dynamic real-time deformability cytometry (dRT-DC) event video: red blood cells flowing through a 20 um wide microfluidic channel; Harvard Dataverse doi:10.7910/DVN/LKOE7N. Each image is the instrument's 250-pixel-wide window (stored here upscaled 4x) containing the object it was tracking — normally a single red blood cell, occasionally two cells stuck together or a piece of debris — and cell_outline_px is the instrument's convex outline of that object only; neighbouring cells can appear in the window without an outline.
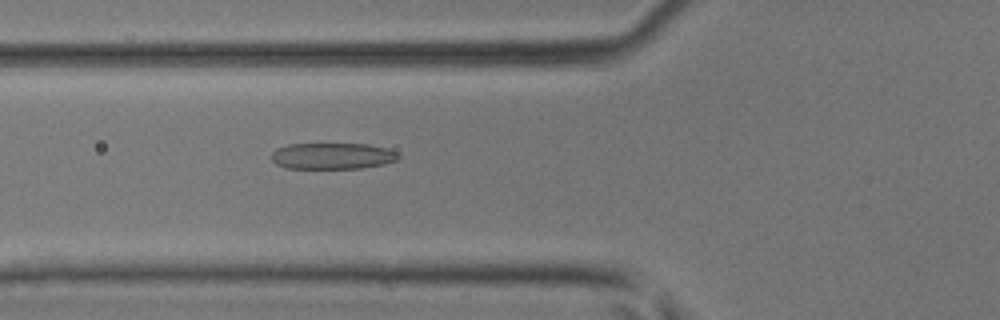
{"species": "common noctule bat (a hibernating species)", "species_latin": "Nyctalus noctula", "temperature_condition": "room temperature", "stored_images_in_passage": 49, "camera_frame_rate_fps": 3000, "um_per_image_px": 0.085, "animal": {"sex": "male", "body_mass_g": 17.9, "forearm_length_mm": 54.2}, "frame": {"image": 1, "passage_image": 19, "time_ms": 6.0, "image_size_px": [1000, 320], "cell_outline_px": [[400, 156], [396, 160], [384, 164], [364, 168], [284, 168], [276, 164], [272, 160], [272, 152], [276, 148], [288, 144], [368, 144], [388, 148], [396, 152]], "centroid_in_image_um": [28.25, 13.26], "position_along_channel_um": 97.5, "area_um2": 19.54}}
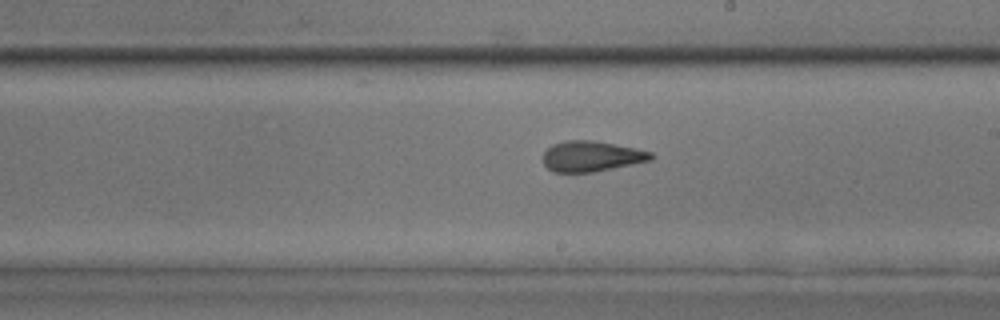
{"frame": {"image": 2, "passage_image": 29, "time_ms": 9.333, "image_size_px": [1000, 320], "cell_outline_px": [[656, 156], [652, 160], [592, 172], [552, 172], [544, 164], [544, 152], [552, 144], [564, 140], [592, 140], [652, 152]], "centroid_in_image_um": [50.26, 13.28], "position_along_channel_um": 238.7, "area_um2": 19.02}}
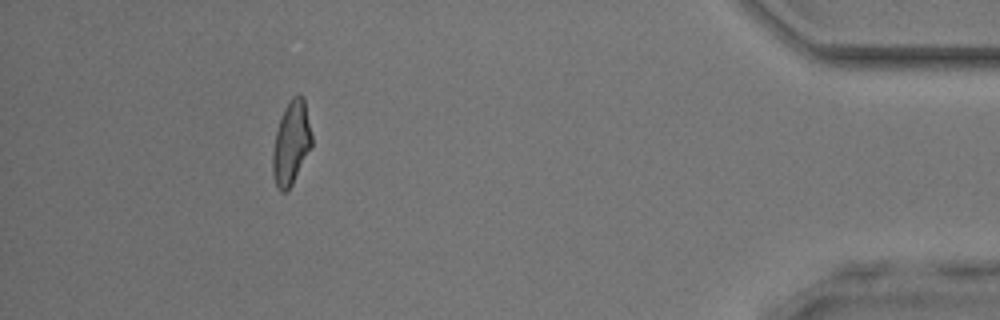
{"frame": {"image": 3, "passage_image": 45, "time_ms": 14.667, "image_size_px": [1000, 320], "cell_outline_px": [[312, 144], [288, 192], [280, 192], [276, 188], [272, 172], [272, 152], [276, 132], [284, 108], [292, 96], [304, 96], [312, 136]], "centroid_in_image_um": [24.73, 12.18], "position_along_channel_um": 410.5, "area_um2": 18.96}, "authors_computed_cell_mechanics": {"area_um2": 19.5942, "velocity_mm_per_s": 4.2439, "shape_relaxation_time_tau1_ms": 8.8158, "shape_relaxation_time_tau2_ms": 1.1348, "deformation_change_tau1": 0.2485, "deformation_change_tau2": 0.0959}}